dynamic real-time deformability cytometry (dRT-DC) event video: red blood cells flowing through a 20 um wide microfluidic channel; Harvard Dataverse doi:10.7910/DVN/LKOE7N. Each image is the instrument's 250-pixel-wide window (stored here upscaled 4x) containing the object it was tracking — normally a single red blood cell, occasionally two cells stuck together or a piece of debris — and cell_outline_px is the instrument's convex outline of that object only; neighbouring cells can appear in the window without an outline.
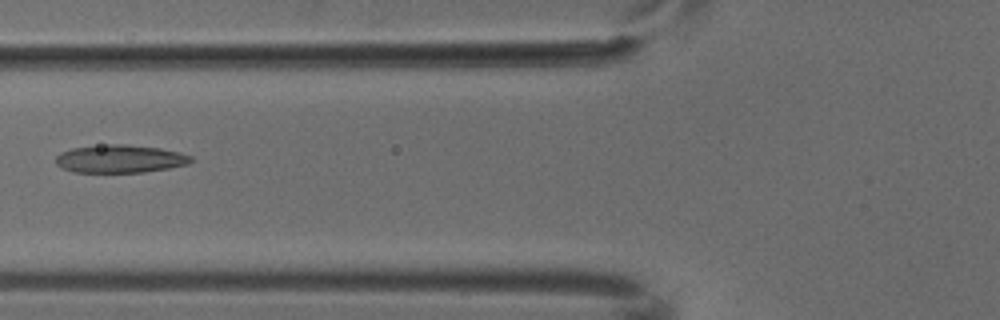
{"species": "common noctule bat (a hibernating species)", "species_latin": "Nyctalus noctula", "temperature_condition": "cold", "stored_images_in_passage": 5, "camera_frame_rate_fps": 3000, "um_per_image_px": 0.085, "animal": {"sex": "male", "body_mass_g": 18.8}, "frame": {"image": 1, "passage_image": 4, "time_ms": 1.0, "image_size_px": [1000, 320], "cell_outline_px": [[192, 160], [188, 164], [168, 168], [144, 172], [76, 172], [60, 168], [56, 164], [56, 156], [60, 152], [72, 148], [108, 144], [124, 144], [160, 148], [180, 152], [192, 156]], "centroid_in_image_um": [10.19, 13.5], "position_along_channel_um": 115.6, "area_um2": 22.02}}
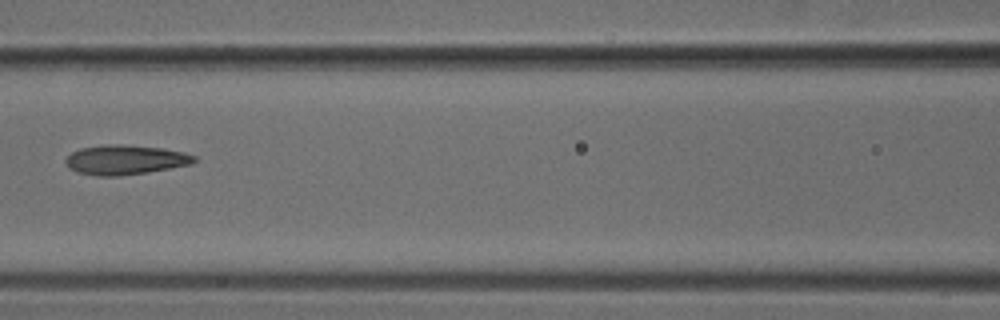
{"frame": {"image": 2, "passage_image": 5, "time_ms": 1.333, "image_size_px": [1000, 320], "cell_outline_px": [[196, 160], [192, 164], [148, 172], [120, 176], [96, 176], [76, 172], [68, 168], [64, 160], [72, 152], [80, 148], [108, 144], [120, 144], [160, 148], [184, 152], [196, 156]], "centroid_in_image_um": [10.62, 13.59], "position_along_channel_um": 156.0, "area_um2": 22.25}}